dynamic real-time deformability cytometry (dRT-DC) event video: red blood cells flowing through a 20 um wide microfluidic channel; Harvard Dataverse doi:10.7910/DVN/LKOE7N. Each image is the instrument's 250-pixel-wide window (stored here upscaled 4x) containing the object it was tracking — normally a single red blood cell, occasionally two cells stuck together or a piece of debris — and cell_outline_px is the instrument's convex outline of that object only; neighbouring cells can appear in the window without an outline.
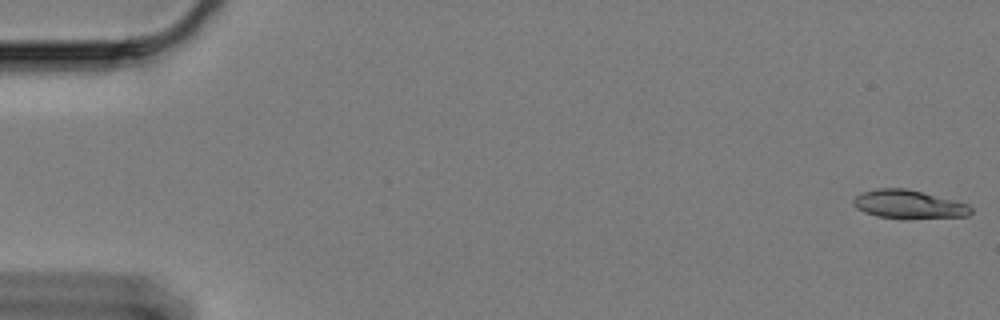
{"species": "Egyptian fruit bat (a non-hibernating species)", "species_latin": "Rousettus aegyptiacus", "temperature_condition": "cold", "stored_images_in_passage": 16, "camera_frame_rate_fps": 3000, "um_per_image_px": 0.085, "animal": {"sex": "female"}, "frame": {"image": 1, "passage_image": 1, "time_ms": 0.0, "image_size_px": [1000, 320], "cell_outline_px": [[972, 212], [968, 216], [876, 216], [864, 212], [856, 208], [852, 204], [852, 200], [856, 196], [864, 192], [876, 188], [904, 188], [968, 204], [972, 208]], "centroid_in_image_um": [77.17, 17.33], "position_along_channel_um": 7.8, "area_um2": 18.38}}
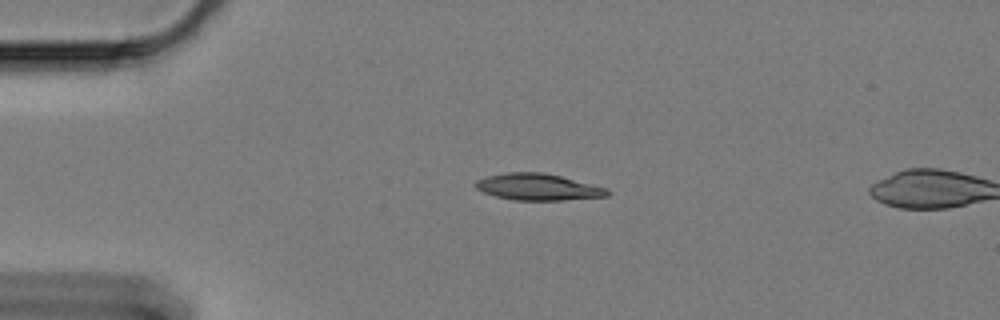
{"frame": {"image": 2, "passage_image": 14, "time_ms": 4.333, "image_size_px": [1000, 320], "cell_outline_px": [[612, 192], [608, 196], [564, 200], [516, 200], [496, 196], [484, 192], [476, 188], [472, 184], [476, 180], [488, 176], [504, 172], [544, 172], [608, 188]], "centroid_in_image_um": [45.74, 15.89], "position_along_channel_um": 39.3, "area_um2": 20.46}}